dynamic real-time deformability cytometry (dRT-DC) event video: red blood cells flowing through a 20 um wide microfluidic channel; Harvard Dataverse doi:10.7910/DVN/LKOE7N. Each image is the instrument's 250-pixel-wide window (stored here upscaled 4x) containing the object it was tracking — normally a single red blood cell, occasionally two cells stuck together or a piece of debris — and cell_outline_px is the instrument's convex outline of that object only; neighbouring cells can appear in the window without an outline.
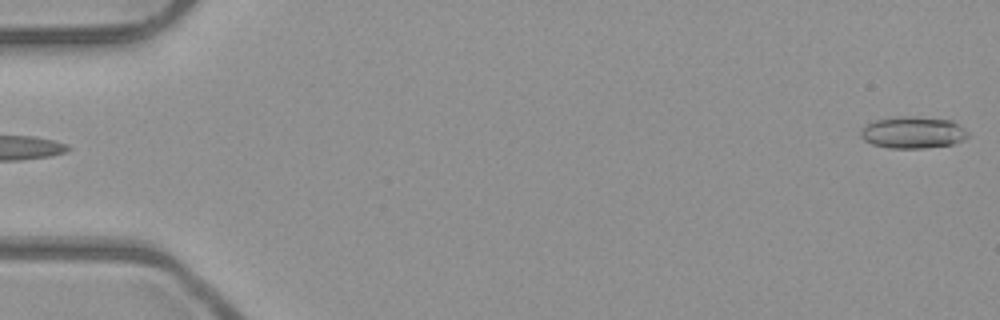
{"species": "common noctule bat (a hibernating species)", "species_latin": "Nyctalus noctula", "temperature_condition": "room temperature", "stored_images_in_passage": 53, "camera_frame_rate_fps": 3000, "um_per_image_px": 0.085, "animal": {"sex": "male", "body_mass_g": 23.1, "forearm_length_mm": 52.7}, "frame": {"image": 1, "passage_image": 2, "time_ms": 0.333, "image_size_px": [1000, 320], "cell_outline_px": [[952, 140], [948, 144], [912, 148], [900, 148], [876, 144], [868, 140], [864, 136], [868, 128], [872, 124], [884, 120], [944, 120], [952, 124]], "centroid_in_image_um": [77.36, 11.33], "position_along_channel_um": 7.6, "area_um2": 15.32}}
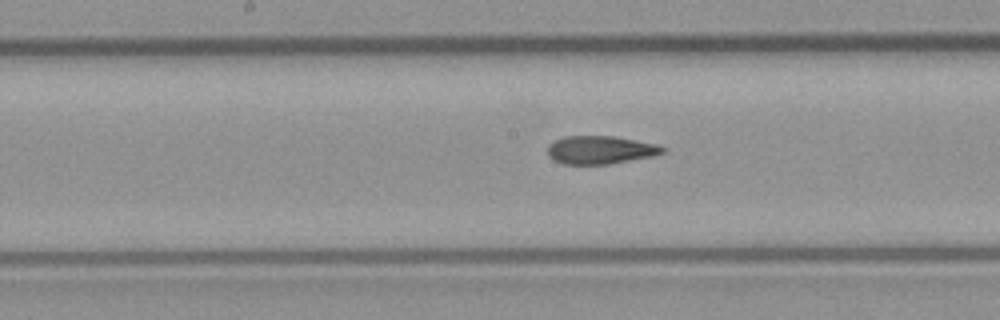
{"frame": {"image": 2, "passage_image": 28, "time_ms": 9.0, "image_size_px": [1000, 320], "cell_outline_px": [[664, 148], [660, 152], [644, 156], [604, 164], [568, 164], [556, 160], [548, 152], [548, 148], [556, 140], [572, 136], [608, 136], [648, 144]], "centroid_in_image_um": [50.88, 12.74], "position_along_channel_um": 197.3, "area_um2": 17.11}}
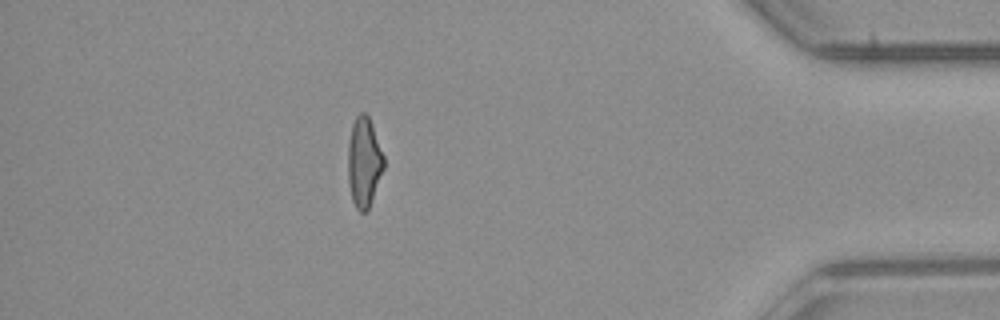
{"frame": {"image": 3, "passage_image": 47, "time_ms": 15.333, "image_size_px": [1000, 320], "cell_outline_px": [[384, 168], [368, 208], [364, 212], [360, 212], [356, 208], [352, 196], [348, 176], [348, 148], [352, 128], [356, 116], [364, 112], [368, 116], [384, 156]], "centroid_in_image_um": [30.95, 13.78], "position_along_channel_um": 404.3, "area_um2": 18.09}, "authors_computed_cell_mechanics": {"area_um2": 17.1088, "velocity_mm_per_s": 4.0127, "shape_relaxation_time_tau1_ms": null, "shape_relaxation_time_tau2_ms": 3.1127, "deformation_change_tau1": null, "deformation_change_tau2": 0.119}}